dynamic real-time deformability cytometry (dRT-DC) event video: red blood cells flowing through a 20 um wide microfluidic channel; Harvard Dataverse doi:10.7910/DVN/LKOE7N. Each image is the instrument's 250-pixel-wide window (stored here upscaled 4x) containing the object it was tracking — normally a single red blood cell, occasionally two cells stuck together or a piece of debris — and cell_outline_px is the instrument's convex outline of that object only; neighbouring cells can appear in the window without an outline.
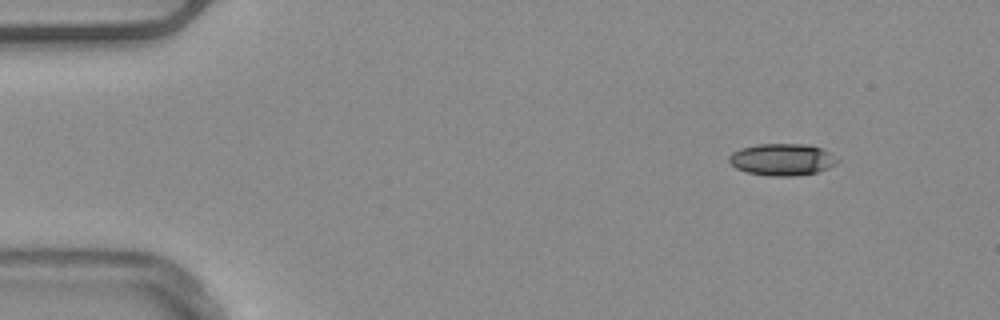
{"species": "common noctule bat (a hibernating species)", "species_latin": "Nyctalus noctula", "temperature_condition": "warm", "stored_images_in_passage": 47, "camera_frame_rate_fps": 3000, "um_per_image_px": 0.085, "animal": {"sex": "male", "body_mass_g": 20.4}, "frame": {"image": 1, "passage_image": 1, "time_ms": 0.0, "image_size_px": [1000, 320], "cell_outline_px": [[840, 160], [836, 164], [828, 168], [816, 172], [796, 176], [768, 176], [748, 172], [736, 168], [728, 160], [728, 156], [732, 152], [740, 148], [756, 144], [808, 144], [820, 148], [828, 152]], "centroid_in_image_um": [66.47, 13.56], "position_along_channel_um": 18.5, "area_um2": 20.17}}
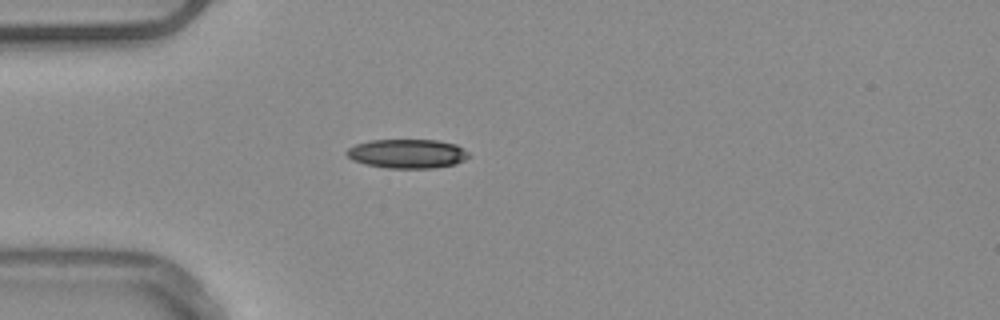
{"frame": {"image": 2, "passage_image": 10, "time_ms": 3.0, "image_size_px": [1000, 320], "cell_outline_px": [[472, 156], [456, 164], [432, 168], [388, 168], [368, 164], [352, 160], [344, 152], [348, 148], [356, 144], [372, 140], [436, 140], [456, 144], [464, 148]], "centroid_in_image_um": [34.66, 13.06], "position_along_channel_um": 50.3, "area_um2": 20.75}}
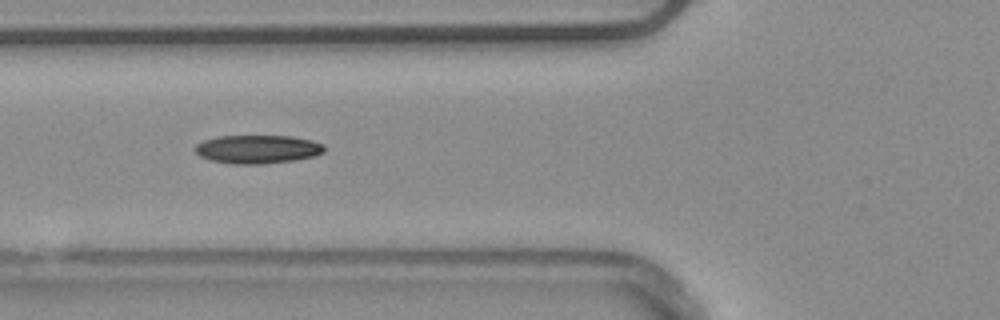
{"frame": {"image": 3, "passage_image": 15, "time_ms": 4.667, "image_size_px": [1000, 320], "cell_outline_px": [[324, 152], [316, 156], [296, 160], [264, 164], [232, 164], [212, 160], [200, 156], [192, 148], [196, 144], [204, 140], [220, 136], [292, 136], [312, 140], [324, 144]], "centroid_in_image_um": [21.91, 12.68], "position_along_channel_um": 103.9, "area_um2": 21.62}, "authors_computed_cell_mechanics": {"area_um2": 20.7502, "velocity_mm_per_s": 3.9118, "shape_relaxation_time_tau1_ms": 9.9032, "shape_relaxation_time_tau2_ms": 11.3245, "deformation_change_tau1": 0.2306, "deformation_change_tau2": 0.1905}}